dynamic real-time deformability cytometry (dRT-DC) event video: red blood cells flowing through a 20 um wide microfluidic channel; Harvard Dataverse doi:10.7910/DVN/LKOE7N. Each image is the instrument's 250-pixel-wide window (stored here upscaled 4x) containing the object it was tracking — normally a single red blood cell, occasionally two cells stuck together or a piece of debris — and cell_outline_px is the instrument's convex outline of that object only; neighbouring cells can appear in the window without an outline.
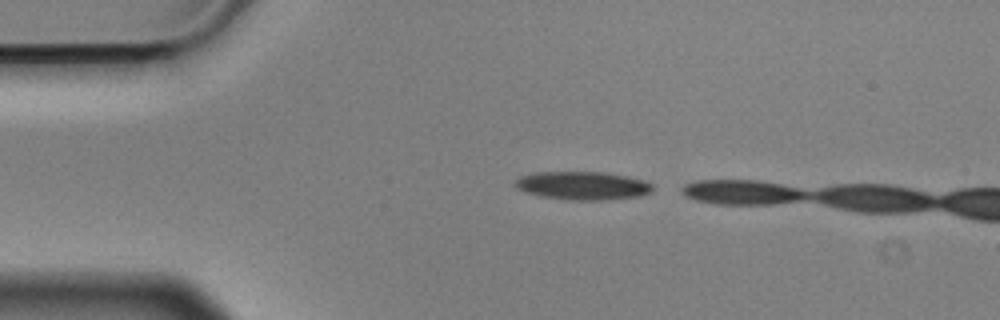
{"species": "Egyptian fruit bat (a non-hibernating species)", "species_latin": "Rousettus aegyptiacus", "temperature_condition": "cold", "stored_images_in_passage": 4, "camera_frame_rate_fps": 3000, "um_per_image_px": 0.085, "animal": {"sex": "male"}, "frame": {"image": 1, "passage_image": 1, "time_ms": 0.0, "image_size_px": [1000, 320], "cell_outline_px": [[652, 192], [640, 196], [604, 200], [572, 200], [540, 196], [516, 188], [512, 184], [520, 176], [536, 172], [604, 172], [628, 176], [644, 180], [652, 184]], "centroid_in_image_um": [49.53, 15.77], "position_along_channel_um": 35.5, "area_um2": 22.72}}